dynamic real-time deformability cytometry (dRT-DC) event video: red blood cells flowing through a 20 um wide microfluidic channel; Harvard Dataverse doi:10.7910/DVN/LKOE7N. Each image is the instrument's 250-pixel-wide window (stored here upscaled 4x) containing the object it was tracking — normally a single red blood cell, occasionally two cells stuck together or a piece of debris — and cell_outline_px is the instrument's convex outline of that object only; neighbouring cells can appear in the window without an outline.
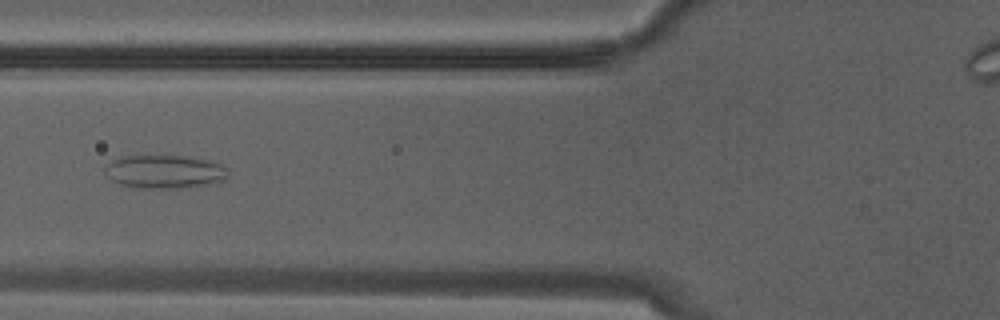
{"species": "Egyptian fruit bat (a non-hibernating species)", "species_latin": "Rousettus aegyptiacus", "temperature_condition": "warm", "stored_images_in_passage": 12, "camera_frame_rate_fps": 3000, "um_per_image_px": 0.085, "animal": {"sex": "male"}, "frame": {"image": 1, "passage_image": 9, "time_ms": 2.667, "image_size_px": [1000, 320], "cell_outline_px": [[228, 176], [224, 180], [216, 184], [168, 188], [136, 188], [120, 184], [112, 180], [104, 172], [104, 164], [120, 156], [188, 156], [208, 160], [220, 164], [228, 172]], "centroid_in_image_um": [13.96, 14.59], "position_along_channel_um": 111.8, "area_um2": 24.1}}